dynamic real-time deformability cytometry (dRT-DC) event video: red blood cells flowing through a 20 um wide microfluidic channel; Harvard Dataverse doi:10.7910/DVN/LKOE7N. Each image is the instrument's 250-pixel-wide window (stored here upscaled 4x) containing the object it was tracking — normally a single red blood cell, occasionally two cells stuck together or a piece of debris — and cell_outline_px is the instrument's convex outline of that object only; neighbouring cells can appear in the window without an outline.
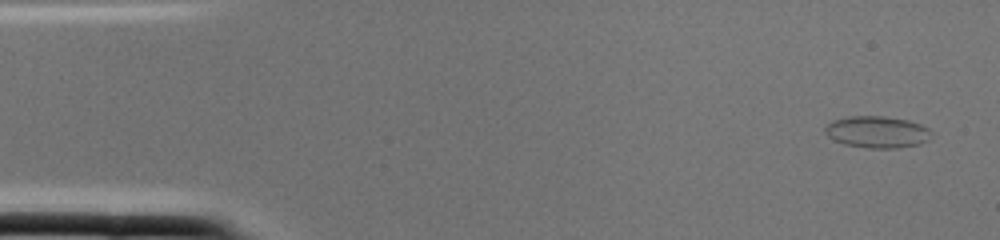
{"species": "common noctule bat (a hibernating species)", "species_latin": "Nyctalus noctula", "temperature_condition": "cold", "stored_images_in_passage": 2, "camera_frame_rate_fps": 3000, "um_per_image_px": 0.085, "animal": {"sex": "female", "body_mass_g": 22.0, "forearm_length_mm": 56.7}, "frame": {"image": 1, "passage_image": 1, "time_ms": 0.0, "image_size_px": [1000, 240], "cell_outline_px": [[932, 132], [928, 140], [920, 144], [896, 148], [868, 148], [844, 144], [832, 140], [824, 132], [824, 128], [832, 120], [848, 116], [884, 116], [908, 120], [920, 124], [928, 128]], "centroid_in_image_um": [74.53, 11.22], "position_along_channel_um": 10.5, "area_um2": 19.83}}
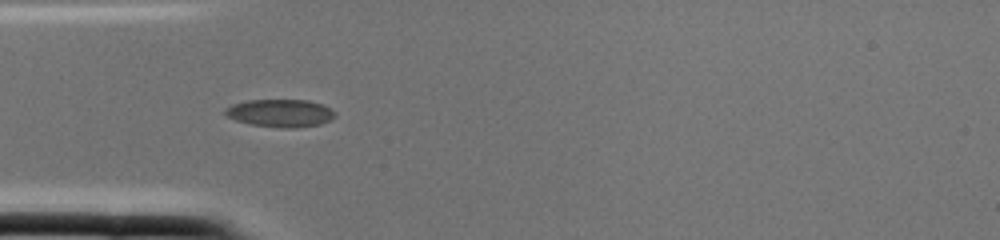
{"frame": {"image": 2, "passage_image": 2, "time_ms": 0.333, "image_size_px": [1000, 240], "cell_outline_px": [[336, 116], [320, 124], [296, 128], [284, 128], [248, 124], [236, 120], [228, 116], [224, 112], [224, 108], [232, 104], [248, 100], [308, 100], [324, 104], [336, 112]], "centroid_in_image_um": [23.83, 9.61], "position_along_channel_um": 61.2, "area_um2": 17.86}}